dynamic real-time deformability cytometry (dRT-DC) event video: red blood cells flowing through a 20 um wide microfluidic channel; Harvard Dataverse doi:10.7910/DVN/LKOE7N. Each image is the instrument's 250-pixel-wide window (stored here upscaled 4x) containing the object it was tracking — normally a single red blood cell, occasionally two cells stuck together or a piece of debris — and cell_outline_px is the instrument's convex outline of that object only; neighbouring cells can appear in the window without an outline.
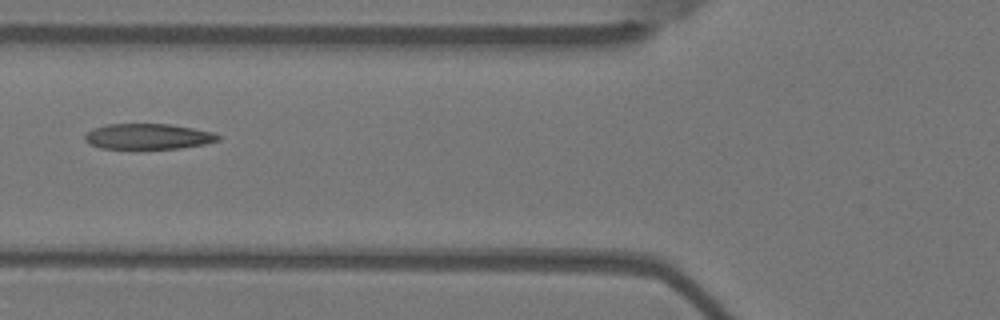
{"species": "Egyptian fruit bat (a non-hibernating species)", "species_latin": "Rousettus aegyptiacus", "temperature_condition": "warm", "stored_images_in_passage": 7, "camera_frame_rate_fps": 3000, "um_per_image_px": 0.085, "animal": {"sex": "female"}, "frame": {"image": 1, "passage_image": 4, "time_ms": 1.0, "image_size_px": [1000, 320], "cell_outline_px": [[220, 140], [204, 144], [180, 148], [100, 148], [88, 144], [84, 140], [84, 136], [92, 128], [104, 124], [168, 124], [192, 128], [212, 132], [220, 136]], "centroid_in_image_um": [12.54, 11.59], "position_along_channel_um": 113.3, "area_um2": 19.77}}
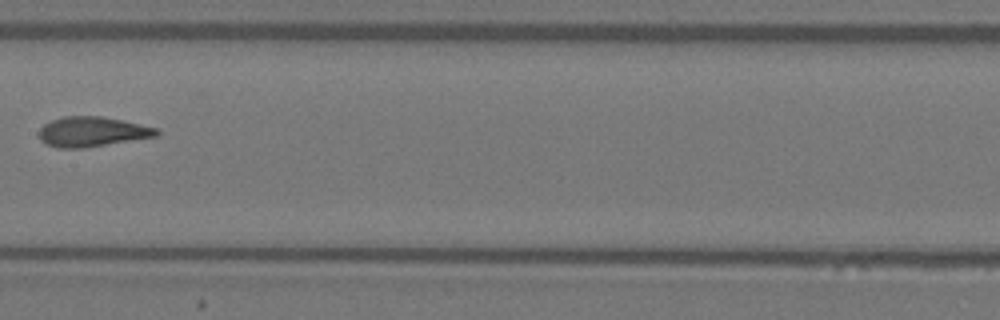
{"frame": {"image": 2, "passage_image": 6, "time_ms": 1.667, "image_size_px": [1000, 320], "cell_outline_px": [[160, 132], [156, 136], [84, 148], [56, 148], [40, 140], [40, 128], [44, 124], [52, 120], [64, 116], [100, 116], [140, 124], [156, 128]], "centroid_in_image_um": [7.8, 11.2], "position_along_channel_um": 199.6, "area_um2": 20.23}}
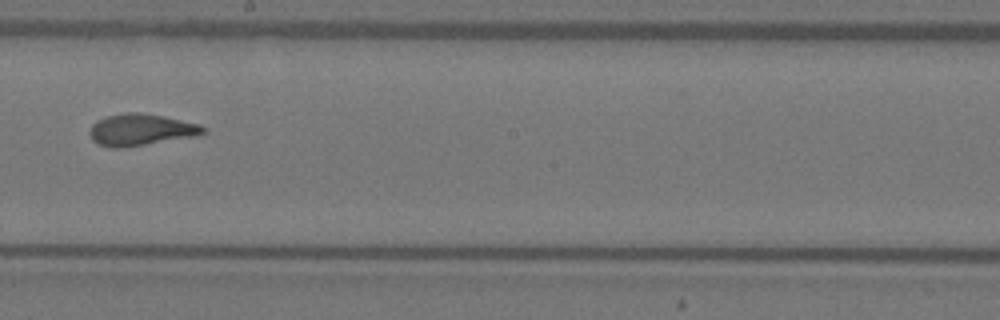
{"frame": {"image": 3, "passage_image": 7, "time_ms": 2.0, "image_size_px": [1000, 320], "cell_outline_px": [[208, 128], [200, 136], [120, 148], [112, 148], [100, 144], [92, 140], [88, 132], [92, 124], [96, 120], [108, 116], [128, 112], [140, 112], [164, 116], [200, 124]], "centroid_in_image_um": [12.01, 11.03], "position_along_channel_um": 236.2, "area_um2": 21.15}}